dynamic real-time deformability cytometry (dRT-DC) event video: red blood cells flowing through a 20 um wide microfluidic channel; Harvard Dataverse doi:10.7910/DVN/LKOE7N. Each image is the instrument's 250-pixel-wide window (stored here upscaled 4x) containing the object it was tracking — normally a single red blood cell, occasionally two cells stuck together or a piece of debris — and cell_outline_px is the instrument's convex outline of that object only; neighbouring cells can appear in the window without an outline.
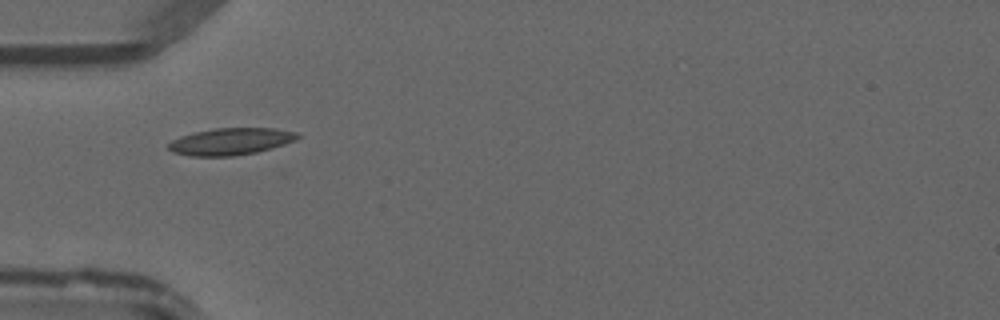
{"species": "common noctule bat (a hibernating species)", "species_latin": "Nyctalus noctula", "temperature_condition": "warm", "stored_images_in_passage": 21, "camera_frame_rate_fps": 3000, "um_per_image_px": 0.085, "animal": {"sex": "male", "forearm_length_mm": 52.5}, "frame": {"image": 1, "passage_image": 4, "time_ms": 1.0, "image_size_px": [1000, 320], "cell_outline_px": [[300, 136], [284, 144], [256, 152], [232, 156], [188, 156], [172, 152], [168, 148], [168, 144], [172, 140], [180, 136], [196, 132], [216, 128], [276, 128], [296, 132]], "centroid_in_image_um": [19.56, 12.02], "position_along_channel_um": 65.4, "area_um2": 20.06}}
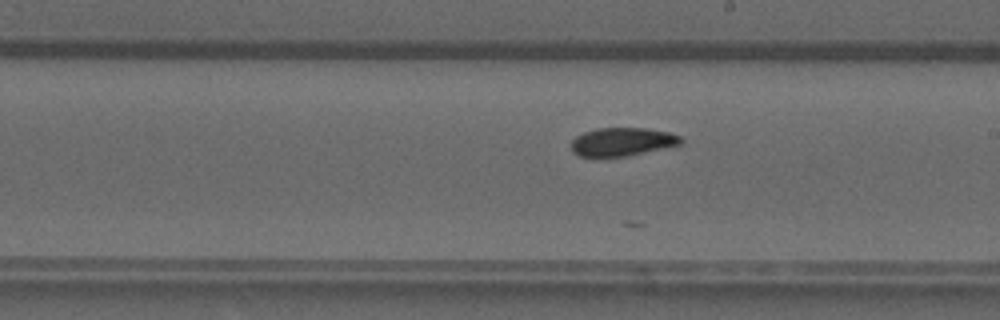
{"frame": {"image": 2, "passage_image": 16, "time_ms": 5.0, "image_size_px": [1000, 320], "cell_outline_px": [[684, 140], [680, 144], [628, 156], [580, 156], [572, 152], [572, 140], [576, 136], [584, 132], [596, 128], [648, 128], [668, 132], [680, 136]], "centroid_in_image_um": [52.89, 12.04], "position_along_channel_um": 236.1, "area_um2": 17.98}}
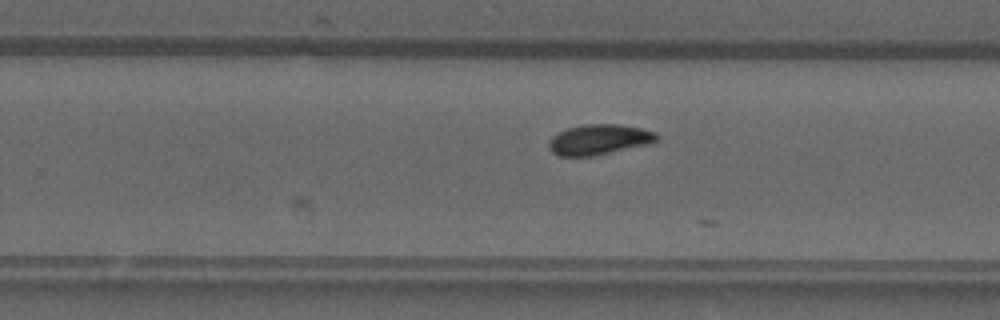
{"frame": {"image": 3, "passage_image": 19, "time_ms": 6.0, "image_size_px": [1000, 320], "cell_outline_px": [[660, 136], [652, 144], [592, 156], [560, 156], [552, 152], [548, 148], [548, 140], [552, 136], [568, 128], [584, 124], [620, 124], [640, 128], [656, 132]], "centroid_in_image_um": [50.94, 11.86], "position_along_channel_um": 278.9, "area_um2": 19.25}}